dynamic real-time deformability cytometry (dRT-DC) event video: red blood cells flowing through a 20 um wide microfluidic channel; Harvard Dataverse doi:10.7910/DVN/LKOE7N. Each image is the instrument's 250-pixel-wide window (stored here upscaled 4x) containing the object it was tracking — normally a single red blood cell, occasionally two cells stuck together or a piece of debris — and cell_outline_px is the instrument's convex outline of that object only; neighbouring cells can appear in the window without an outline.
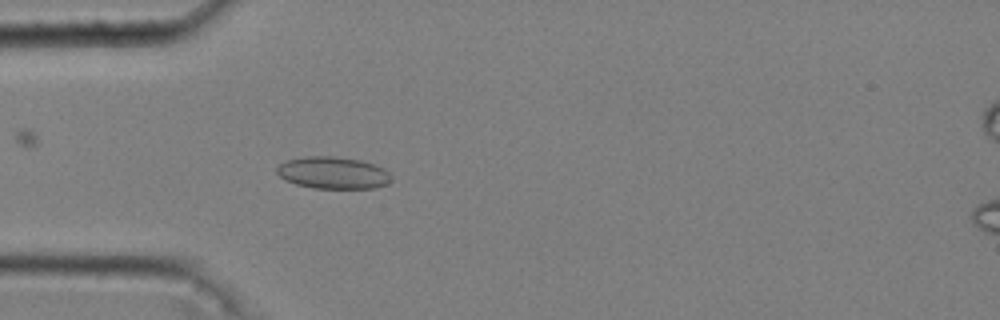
{"species": "common noctule bat (a hibernating species)", "species_latin": "Nyctalus noctula", "temperature_condition": "cold", "stored_images_in_passage": 43, "camera_frame_rate_fps": 3000, "um_per_image_px": 0.085, "animal": {"sex": "male", "body_mass_g": 20.4}, "frame": {"image": 1, "passage_image": 15, "time_ms": 4.667, "image_size_px": [1000, 320], "cell_outline_px": [[392, 180], [388, 184], [376, 188], [312, 188], [296, 184], [284, 180], [276, 172], [276, 168], [280, 164], [288, 160], [304, 156], [336, 156], [360, 160], [384, 168], [392, 176]], "centroid_in_image_um": [28.32, 14.69], "position_along_channel_um": 56.7, "area_um2": 21.5}}
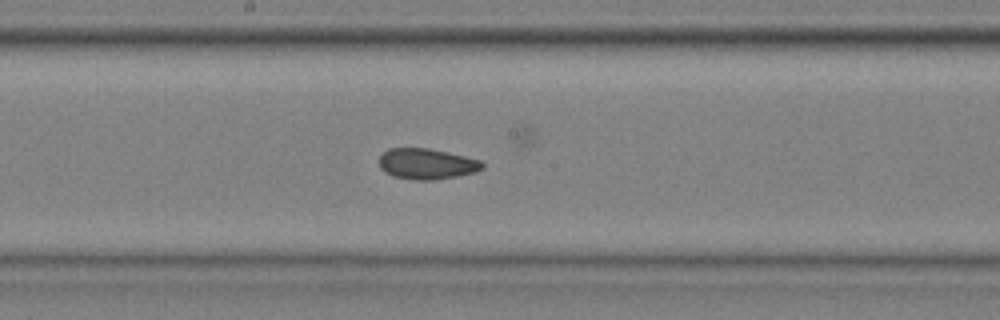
{"frame": {"image": 2, "passage_image": 28, "time_ms": 9.0, "image_size_px": [1000, 320], "cell_outline_px": [[484, 168], [476, 172], [456, 176], [432, 180], [412, 180], [392, 176], [384, 172], [380, 168], [380, 156], [388, 148], [428, 148], [464, 156], [480, 160], [484, 164]], "centroid_in_image_um": [36.26, 13.93], "position_along_channel_um": 211.9, "area_um2": 18.5}}
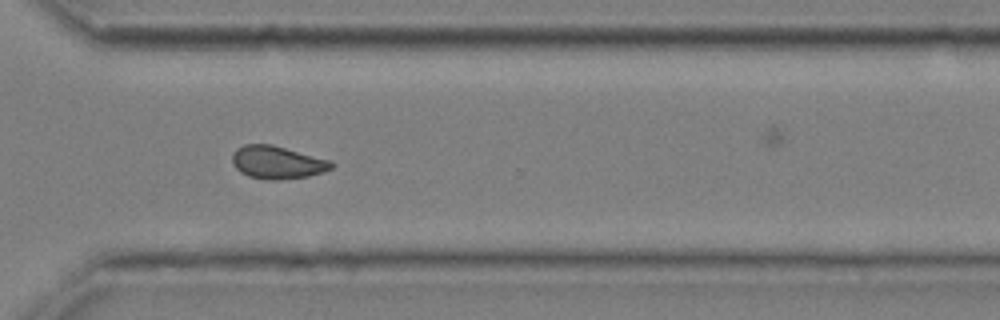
{"frame": {"image": 3, "passage_image": 39, "time_ms": 12.667, "image_size_px": [1000, 320], "cell_outline_px": [[336, 164], [332, 168], [324, 172], [308, 176], [280, 180], [268, 180], [248, 176], [240, 172], [232, 164], [232, 156], [236, 148], [244, 144], [272, 144], [332, 160]], "centroid_in_image_um": [23.59, 13.8], "position_along_channel_um": 347.0, "area_um2": 19.31}}